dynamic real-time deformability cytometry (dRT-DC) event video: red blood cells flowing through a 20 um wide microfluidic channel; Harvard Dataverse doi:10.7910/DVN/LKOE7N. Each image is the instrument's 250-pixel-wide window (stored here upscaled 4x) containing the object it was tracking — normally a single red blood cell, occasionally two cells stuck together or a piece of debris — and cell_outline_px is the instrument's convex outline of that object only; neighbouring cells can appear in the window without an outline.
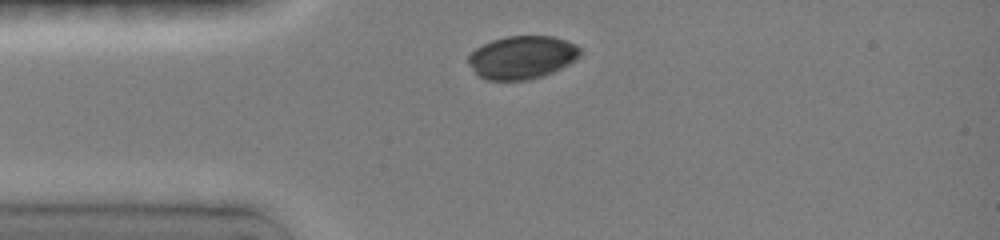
{"species": "common noctule bat (a hibernating species)", "species_latin": "Nyctalus noctula", "temperature_condition": "room temperature", "stored_images_in_passage": 12, "camera_frame_rate_fps": 3000, "um_per_image_px": 0.085, "animal": {"sex": "female", "body_mass_g": 19.0, "forearm_length_mm": 51.5}, "frame": {"image": 1, "passage_image": 1, "time_ms": 0.0, "image_size_px": [1000, 240], "cell_outline_px": [[580, 56], [568, 64], [552, 72], [528, 80], [488, 80], [480, 76], [472, 68], [468, 60], [468, 56], [476, 48], [492, 40], [504, 36], [552, 36], [576, 44], [580, 48]], "centroid_in_image_um": [44.37, 4.86], "position_along_channel_um": 40.6, "area_um2": 27.74}}
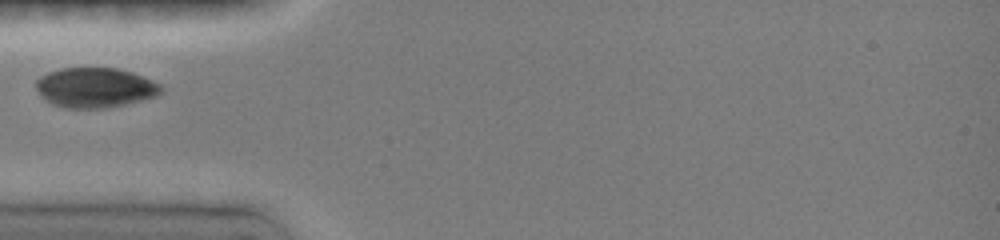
{"frame": {"image": 2, "passage_image": 3, "time_ms": 1.333, "image_size_px": [1000, 240], "cell_outline_px": [[160, 92], [156, 96], [124, 104], [104, 108], [64, 108], [52, 104], [36, 88], [36, 80], [40, 76], [48, 72], [60, 68], [116, 68], [132, 72], [160, 84]], "centroid_in_image_um": [8.05, 7.44], "position_along_channel_um": 76.9, "area_um2": 28.67}}
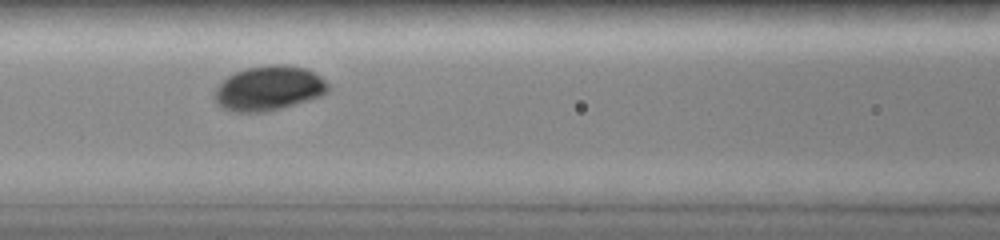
{"frame": {"image": 3, "passage_image": 6, "time_ms": 3.0, "image_size_px": [1000, 240], "cell_outline_px": [[328, 92], [320, 96], [268, 112], [232, 112], [224, 108], [216, 100], [216, 92], [220, 84], [228, 76], [236, 72], [248, 68], [268, 64], [284, 64], [308, 68], [320, 76], [328, 84]], "centroid_in_image_um": [22.89, 7.49], "position_along_channel_um": 143.7, "area_um2": 29.25}}